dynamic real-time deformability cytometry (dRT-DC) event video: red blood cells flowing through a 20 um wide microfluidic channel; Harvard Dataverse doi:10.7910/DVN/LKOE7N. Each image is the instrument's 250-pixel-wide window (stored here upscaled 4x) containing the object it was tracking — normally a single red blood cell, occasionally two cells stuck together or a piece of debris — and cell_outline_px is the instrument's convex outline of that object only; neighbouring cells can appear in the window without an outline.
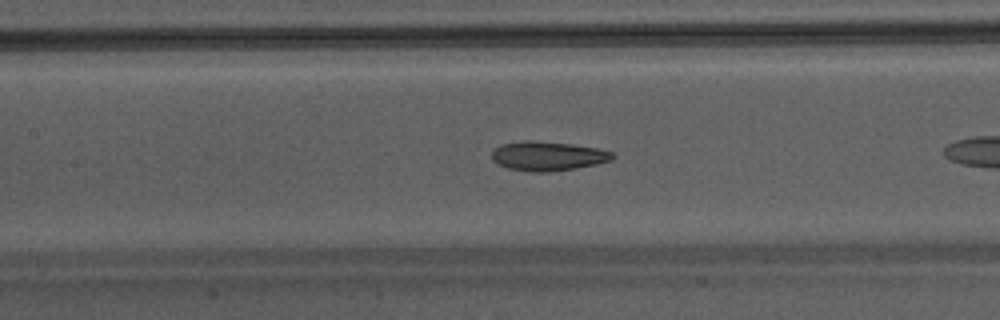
{"species": "Egyptian fruit bat (a non-hibernating species)", "species_latin": "Rousettus aegyptiacus", "temperature_condition": "warm", "stored_images_in_passage": 25, "camera_frame_rate_fps": 3000, "um_per_image_px": 0.085, "animal": {"sex": "male"}, "frame": {"image": 1, "passage_image": 8, "time_ms": 2.333, "image_size_px": [1000, 320], "cell_outline_px": [[616, 156], [612, 160], [596, 164], [576, 168], [548, 172], [532, 172], [508, 168], [492, 160], [492, 152], [500, 144], [524, 140], [532, 140], [568, 144], [596, 148], [612, 152]], "centroid_in_image_um": [46.56, 13.26], "position_along_channel_um": 160.8, "area_um2": 20.46}}
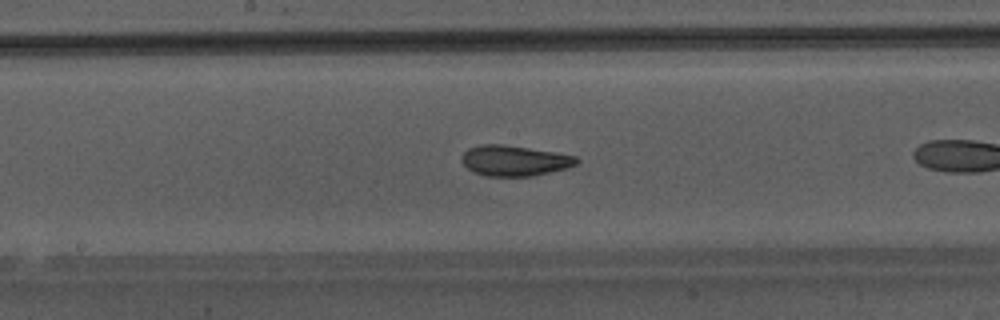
{"frame": {"image": 2, "passage_image": 11, "time_ms": 3.333, "image_size_px": [1000, 320], "cell_outline_px": [[580, 160], [576, 164], [568, 168], [532, 176], [484, 176], [472, 172], [460, 160], [464, 152], [468, 148], [480, 144], [500, 144], [528, 148], [576, 156]], "centroid_in_image_um": [43.7, 13.66], "position_along_channel_um": 204.5, "area_um2": 20.4}}